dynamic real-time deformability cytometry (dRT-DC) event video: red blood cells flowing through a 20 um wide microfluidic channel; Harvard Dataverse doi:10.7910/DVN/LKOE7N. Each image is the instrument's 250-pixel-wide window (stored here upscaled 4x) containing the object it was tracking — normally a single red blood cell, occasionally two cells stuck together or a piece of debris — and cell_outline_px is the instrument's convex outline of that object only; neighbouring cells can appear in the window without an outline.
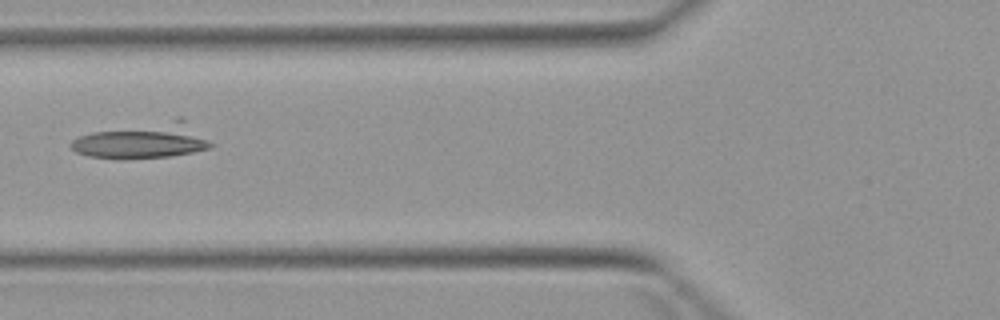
{"species": "Egyptian fruit bat (a non-hibernating species)", "species_latin": "Rousettus aegyptiacus", "temperature_condition": "warm", "stored_images_in_passage": 6, "camera_frame_rate_fps": 3000, "um_per_image_px": 0.085, "animal": {"sex": "female"}, "frame": {"image": 1, "passage_image": 6, "time_ms": 6.0, "image_size_px": [1000, 320], "cell_outline_px": [[212, 144], [208, 148], [192, 152], [168, 156], [88, 156], [76, 152], [72, 148], [72, 140], [80, 136], [92, 132], [176, 116], [180, 116], [208, 140]], "centroid_in_image_um": [12.18, 11.88], "position_along_channel_um": 113.6, "area_um2": 27.92}}